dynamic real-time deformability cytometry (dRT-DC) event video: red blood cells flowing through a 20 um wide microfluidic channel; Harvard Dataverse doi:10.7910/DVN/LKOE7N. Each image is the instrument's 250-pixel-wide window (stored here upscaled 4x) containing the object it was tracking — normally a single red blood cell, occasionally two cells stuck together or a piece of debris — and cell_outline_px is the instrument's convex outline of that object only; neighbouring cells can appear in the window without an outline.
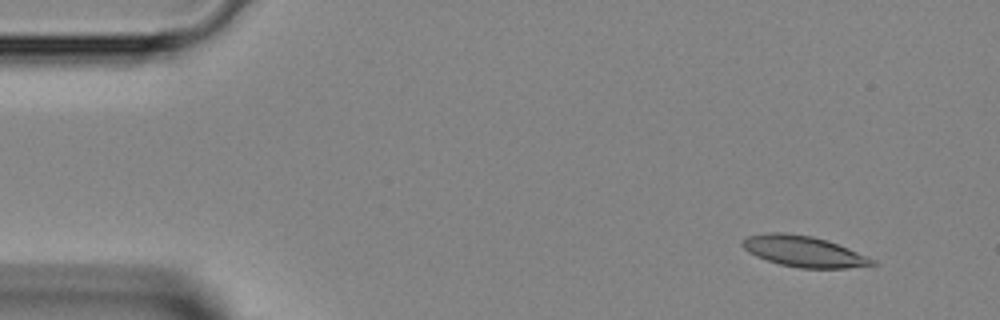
{"species": "Egyptian fruit bat (a non-hibernating species)", "species_latin": "Rousettus aegyptiacus", "temperature_condition": "room temperature", "stored_images_in_passage": 42, "camera_frame_rate_fps": 3000, "um_per_image_px": 0.085, "animal": {"sex": "female"}, "frame": {"image": 1, "passage_image": 1, "time_ms": 0.0, "image_size_px": [1000, 320], "cell_outline_px": [[876, 264], [848, 268], [800, 268], [780, 264], [756, 256], [748, 252], [740, 244], [740, 240], [748, 236], [768, 232], [784, 232], [812, 236], [828, 240], [868, 256], [876, 260]], "centroid_in_image_um": [68.3, 21.36], "position_along_channel_um": 16.7, "area_um2": 23.47}}
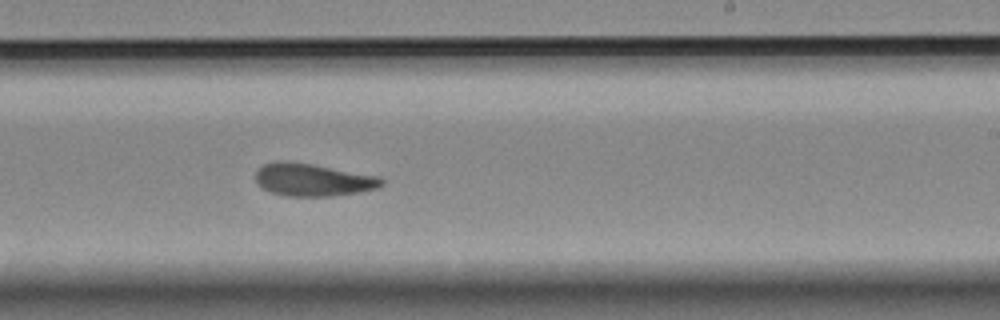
{"frame": {"image": 2, "passage_image": 24, "time_ms": 7.667, "image_size_px": [1000, 320], "cell_outline_px": [[384, 184], [380, 188], [332, 196], [284, 196], [260, 188], [256, 184], [256, 172], [264, 164], [276, 160], [288, 160], [312, 164], [380, 176], [384, 180]], "centroid_in_image_um": [26.58, 15.27], "position_along_channel_um": 262.4, "area_um2": 24.22}}
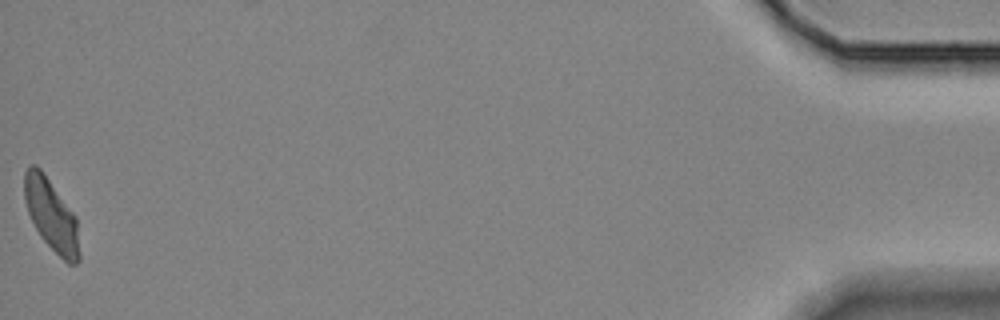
{"frame": {"image": 3, "passage_image": 42, "time_ms": 13.667, "image_size_px": [1000, 320], "cell_outline_px": [[80, 260], [76, 264], [68, 264], [40, 236], [28, 212], [24, 200], [24, 172], [32, 164], [36, 164], [40, 168], [76, 216], [80, 252]], "centroid_in_image_um": [4.37, 18.28], "position_along_channel_um": 430.8, "area_um2": 22.83}}